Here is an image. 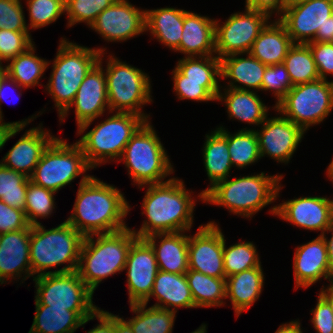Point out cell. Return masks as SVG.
Instances as JSON below:
<instances>
[{
  "label": "cell",
  "instance_id": "74e56055",
  "mask_svg": "<svg viewBox=\"0 0 333 333\" xmlns=\"http://www.w3.org/2000/svg\"><path fill=\"white\" fill-rule=\"evenodd\" d=\"M283 64L293 86L320 79L313 54L307 44H294L289 49Z\"/></svg>",
  "mask_w": 333,
  "mask_h": 333
},
{
  "label": "cell",
  "instance_id": "003e7915",
  "mask_svg": "<svg viewBox=\"0 0 333 333\" xmlns=\"http://www.w3.org/2000/svg\"><path fill=\"white\" fill-rule=\"evenodd\" d=\"M286 3H287V6L288 5H292V4H295V3H298V2H301V1H304V0H285Z\"/></svg>",
  "mask_w": 333,
  "mask_h": 333
},
{
  "label": "cell",
  "instance_id": "bcb514c9",
  "mask_svg": "<svg viewBox=\"0 0 333 333\" xmlns=\"http://www.w3.org/2000/svg\"><path fill=\"white\" fill-rule=\"evenodd\" d=\"M293 87L289 73L283 63L267 66L262 77L261 91H270L276 97L275 106Z\"/></svg>",
  "mask_w": 333,
  "mask_h": 333
},
{
  "label": "cell",
  "instance_id": "f5cc1de1",
  "mask_svg": "<svg viewBox=\"0 0 333 333\" xmlns=\"http://www.w3.org/2000/svg\"><path fill=\"white\" fill-rule=\"evenodd\" d=\"M43 111V112H42ZM39 111L28 119H23L22 121L4 122L0 121V150L2 151L5 143L9 141L10 138L17 135L20 131L24 130L34 119L44 113L45 110Z\"/></svg>",
  "mask_w": 333,
  "mask_h": 333
},
{
  "label": "cell",
  "instance_id": "8992f818",
  "mask_svg": "<svg viewBox=\"0 0 333 333\" xmlns=\"http://www.w3.org/2000/svg\"><path fill=\"white\" fill-rule=\"evenodd\" d=\"M137 238L130 227L85 236L77 272L93 292L103 280L124 271L128 251Z\"/></svg>",
  "mask_w": 333,
  "mask_h": 333
},
{
  "label": "cell",
  "instance_id": "60d3db41",
  "mask_svg": "<svg viewBox=\"0 0 333 333\" xmlns=\"http://www.w3.org/2000/svg\"><path fill=\"white\" fill-rule=\"evenodd\" d=\"M30 178L0 162V200L12 208L24 210Z\"/></svg>",
  "mask_w": 333,
  "mask_h": 333
},
{
  "label": "cell",
  "instance_id": "ffe728a7",
  "mask_svg": "<svg viewBox=\"0 0 333 333\" xmlns=\"http://www.w3.org/2000/svg\"><path fill=\"white\" fill-rule=\"evenodd\" d=\"M124 270L129 305L143 303L150 296L159 271L154 250L145 239L137 238L131 244Z\"/></svg>",
  "mask_w": 333,
  "mask_h": 333
},
{
  "label": "cell",
  "instance_id": "cb8c5ba5",
  "mask_svg": "<svg viewBox=\"0 0 333 333\" xmlns=\"http://www.w3.org/2000/svg\"><path fill=\"white\" fill-rule=\"evenodd\" d=\"M215 18L185 11L178 53L183 57L215 56Z\"/></svg>",
  "mask_w": 333,
  "mask_h": 333
},
{
  "label": "cell",
  "instance_id": "681fc988",
  "mask_svg": "<svg viewBox=\"0 0 333 333\" xmlns=\"http://www.w3.org/2000/svg\"><path fill=\"white\" fill-rule=\"evenodd\" d=\"M320 79L333 76V42H309Z\"/></svg>",
  "mask_w": 333,
  "mask_h": 333
},
{
  "label": "cell",
  "instance_id": "1f68e13d",
  "mask_svg": "<svg viewBox=\"0 0 333 333\" xmlns=\"http://www.w3.org/2000/svg\"><path fill=\"white\" fill-rule=\"evenodd\" d=\"M262 268H250L226 277V299L229 298L237 318L259 300L265 284Z\"/></svg>",
  "mask_w": 333,
  "mask_h": 333
},
{
  "label": "cell",
  "instance_id": "6125c7cd",
  "mask_svg": "<svg viewBox=\"0 0 333 333\" xmlns=\"http://www.w3.org/2000/svg\"><path fill=\"white\" fill-rule=\"evenodd\" d=\"M319 294L329 303L333 311V282L329 283L326 287L322 285Z\"/></svg>",
  "mask_w": 333,
  "mask_h": 333
},
{
  "label": "cell",
  "instance_id": "3957f363",
  "mask_svg": "<svg viewBox=\"0 0 333 333\" xmlns=\"http://www.w3.org/2000/svg\"><path fill=\"white\" fill-rule=\"evenodd\" d=\"M283 174H259L227 178L217 182L204 194V203L226 208L238 217L251 219L259 211L276 202L283 188Z\"/></svg>",
  "mask_w": 333,
  "mask_h": 333
},
{
  "label": "cell",
  "instance_id": "8d00e7d4",
  "mask_svg": "<svg viewBox=\"0 0 333 333\" xmlns=\"http://www.w3.org/2000/svg\"><path fill=\"white\" fill-rule=\"evenodd\" d=\"M228 152L236 169H246L261 159L258 137L255 128H242L234 134L228 131Z\"/></svg>",
  "mask_w": 333,
  "mask_h": 333
},
{
  "label": "cell",
  "instance_id": "836d02e7",
  "mask_svg": "<svg viewBox=\"0 0 333 333\" xmlns=\"http://www.w3.org/2000/svg\"><path fill=\"white\" fill-rule=\"evenodd\" d=\"M35 48L34 43L24 53L10 59L5 65V73L26 89L37 85L45 86L41 84L40 80L51 64V60L48 61L35 55Z\"/></svg>",
  "mask_w": 333,
  "mask_h": 333
},
{
  "label": "cell",
  "instance_id": "7402d4cb",
  "mask_svg": "<svg viewBox=\"0 0 333 333\" xmlns=\"http://www.w3.org/2000/svg\"><path fill=\"white\" fill-rule=\"evenodd\" d=\"M292 267L295 290L310 288L323 278L330 282L328 251L322 235L296 247Z\"/></svg>",
  "mask_w": 333,
  "mask_h": 333
},
{
  "label": "cell",
  "instance_id": "d4e9b609",
  "mask_svg": "<svg viewBox=\"0 0 333 333\" xmlns=\"http://www.w3.org/2000/svg\"><path fill=\"white\" fill-rule=\"evenodd\" d=\"M202 147L203 164L208 176L209 187L198 193L197 197L204 202V194L217 182L229 177L232 166L228 152V129L217 126L210 133L205 134Z\"/></svg>",
  "mask_w": 333,
  "mask_h": 333
},
{
  "label": "cell",
  "instance_id": "be15d7a7",
  "mask_svg": "<svg viewBox=\"0 0 333 333\" xmlns=\"http://www.w3.org/2000/svg\"><path fill=\"white\" fill-rule=\"evenodd\" d=\"M326 173H327L326 175H327L328 180L333 183V158L327 167Z\"/></svg>",
  "mask_w": 333,
  "mask_h": 333
},
{
  "label": "cell",
  "instance_id": "4fadbf2b",
  "mask_svg": "<svg viewBox=\"0 0 333 333\" xmlns=\"http://www.w3.org/2000/svg\"><path fill=\"white\" fill-rule=\"evenodd\" d=\"M270 20L268 13L248 7L244 12H234L225 22L215 19L216 56L221 59L232 54L249 53L253 42Z\"/></svg>",
  "mask_w": 333,
  "mask_h": 333
},
{
  "label": "cell",
  "instance_id": "f6af8a7d",
  "mask_svg": "<svg viewBox=\"0 0 333 333\" xmlns=\"http://www.w3.org/2000/svg\"><path fill=\"white\" fill-rule=\"evenodd\" d=\"M29 31L46 27L65 14V0H26Z\"/></svg>",
  "mask_w": 333,
  "mask_h": 333
},
{
  "label": "cell",
  "instance_id": "277c9868",
  "mask_svg": "<svg viewBox=\"0 0 333 333\" xmlns=\"http://www.w3.org/2000/svg\"><path fill=\"white\" fill-rule=\"evenodd\" d=\"M84 238L66 221L51 229H45L42 223L31 225L29 253L32 278L47 273L77 271ZM63 264L65 266L58 270L47 271Z\"/></svg>",
  "mask_w": 333,
  "mask_h": 333
},
{
  "label": "cell",
  "instance_id": "e575fe53",
  "mask_svg": "<svg viewBox=\"0 0 333 333\" xmlns=\"http://www.w3.org/2000/svg\"><path fill=\"white\" fill-rule=\"evenodd\" d=\"M185 275L196 308L226 305V278L210 277L192 269H188Z\"/></svg>",
  "mask_w": 333,
  "mask_h": 333
},
{
  "label": "cell",
  "instance_id": "6f0895ef",
  "mask_svg": "<svg viewBox=\"0 0 333 333\" xmlns=\"http://www.w3.org/2000/svg\"><path fill=\"white\" fill-rule=\"evenodd\" d=\"M312 42H333V14L327 22L319 28Z\"/></svg>",
  "mask_w": 333,
  "mask_h": 333
},
{
  "label": "cell",
  "instance_id": "11a10c76",
  "mask_svg": "<svg viewBox=\"0 0 333 333\" xmlns=\"http://www.w3.org/2000/svg\"><path fill=\"white\" fill-rule=\"evenodd\" d=\"M96 319L99 324L87 331L86 333H114V314L98 309L96 312Z\"/></svg>",
  "mask_w": 333,
  "mask_h": 333
},
{
  "label": "cell",
  "instance_id": "7a4b0ae2",
  "mask_svg": "<svg viewBox=\"0 0 333 333\" xmlns=\"http://www.w3.org/2000/svg\"><path fill=\"white\" fill-rule=\"evenodd\" d=\"M147 187L142 201L141 214L146 216L139 230L131 228L138 238L157 233L190 232L194 222L197 199L186 189L184 181L174 177L164 183L139 186Z\"/></svg>",
  "mask_w": 333,
  "mask_h": 333
},
{
  "label": "cell",
  "instance_id": "4316f807",
  "mask_svg": "<svg viewBox=\"0 0 333 333\" xmlns=\"http://www.w3.org/2000/svg\"><path fill=\"white\" fill-rule=\"evenodd\" d=\"M222 90L216 101L224 103L229 119L259 127L270 115V107L263 103L257 92L233 89L226 85Z\"/></svg>",
  "mask_w": 333,
  "mask_h": 333
},
{
  "label": "cell",
  "instance_id": "7bdbcfd3",
  "mask_svg": "<svg viewBox=\"0 0 333 333\" xmlns=\"http://www.w3.org/2000/svg\"><path fill=\"white\" fill-rule=\"evenodd\" d=\"M171 73L173 91L179 100H193L200 103L216 101L222 88L220 82L183 81V74L176 67Z\"/></svg>",
  "mask_w": 333,
  "mask_h": 333
},
{
  "label": "cell",
  "instance_id": "2e32d148",
  "mask_svg": "<svg viewBox=\"0 0 333 333\" xmlns=\"http://www.w3.org/2000/svg\"><path fill=\"white\" fill-rule=\"evenodd\" d=\"M129 0H116L89 28L108 42H124L145 33V10Z\"/></svg>",
  "mask_w": 333,
  "mask_h": 333
},
{
  "label": "cell",
  "instance_id": "91938a15",
  "mask_svg": "<svg viewBox=\"0 0 333 333\" xmlns=\"http://www.w3.org/2000/svg\"><path fill=\"white\" fill-rule=\"evenodd\" d=\"M274 333H303L299 319L283 323Z\"/></svg>",
  "mask_w": 333,
  "mask_h": 333
},
{
  "label": "cell",
  "instance_id": "7c38bea8",
  "mask_svg": "<svg viewBox=\"0 0 333 333\" xmlns=\"http://www.w3.org/2000/svg\"><path fill=\"white\" fill-rule=\"evenodd\" d=\"M35 305L66 308L69 311H98L93 304L94 292L80 278L77 271L47 273L33 278Z\"/></svg>",
  "mask_w": 333,
  "mask_h": 333
},
{
  "label": "cell",
  "instance_id": "f35d334b",
  "mask_svg": "<svg viewBox=\"0 0 333 333\" xmlns=\"http://www.w3.org/2000/svg\"><path fill=\"white\" fill-rule=\"evenodd\" d=\"M255 245L253 241H240L227 247L223 234V265L226 277L262 266Z\"/></svg>",
  "mask_w": 333,
  "mask_h": 333
},
{
  "label": "cell",
  "instance_id": "ba28073f",
  "mask_svg": "<svg viewBox=\"0 0 333 333\" xmlns=\"http://www.w3.org/2000/svg\"><path fill=\"white\" fill-rule=\"evenodd\" d=\"M111 113L113 115L97 123L91 130H77L76 135H83L76 142L81 146L87 163L93 169L105 163L118 161L131 137L146 122L143 117L135 114Z\"/></svg>",
  "mask_w": 333,
  "mask_h": 333
},
{
  "label": "cell",
  "instance_id": "f546056e",
  "mask_svg": "<svg viewBox=\"0 0 333 333\" xmlns=\"http://www.w3.org/2000/svg\"><path fill=\"white\" fill-rule=\"evenodd\" d=\"M151 297L156 299L152 306L172 310L196 308L185 274H174L159 270L150 296L143 302L148 304ZM172 309H171V308Z\"/></svg>",
  "mask_w": 333,
  "mask_h": 333
},
{
  "label": "cell",
  "instance_id": "484cf974",
  "mask_svg": "<svg viewBox=\"0 0 333 333\" xmlns=\"http://www.w3.org/2000/svg\"><path fill=\"white\" fill-rule=\"evenodd\" d=\"M186 232L157 233L144 238L154 250L159 270L174 274L188 271Z\"/></svg>",
  "mask_w": 333,
  "mask_h": 333
},
{
  "label": "cell",
  "instance_id": "44dd1931",
  "mask_svg": "<svg viewBox=\"0 0 333 333\" xmlns=\"http://www.w3.org/2000/svg\"><path fill=\"white\" fill-rule=\"evenodd\" d=\"M30 232L31 225L25 229L0 234V285L15 279L19 282L21 278L22 284L32 277Z\"/></svg>",
  "mask_w": 333,
  "mask_h": 333
},
{
  "label": "cell",
  "instance_id": "e0dca14e",
  "mask_svg": "<svg viewBox=\"0 0 333 333\" xmlns=\"http://www.w3.org/2000/svg\"><path fill=\"white\" fill-rule=\"evenodd\" d=\"M188 269L214 278H226L223 265V232L215 221L199 225L188 235Z\"/></svg>",
  "mask_w": 333,
  "mask_h": 333
},
{
  "label": "cell",
  "instance_id": "b9f144b4",
  "mask_svg": "<svg viewBox=\"0 0 333 333\" xmlns=\"http://www.w3.org/2000/svg\"><path fill=\"white\" fill-rule=\"evenodd\" d=\"M55 194L56 192L29 181L24 212L30 225H39L38 218H50L52 213H55Z\"/></svg>",
  "mask_w": 333,
  "mask_h": 333
},
{
  "label": "cell",
  "instance_id": "db71d44e",
  "mask_svg": "<svg viewBox=\"0 0 333 333\" xmlns=\"http://www.w3.org/2000/svg\"><path fill=\"white\" fill-rule=\"evenodd\" d=\"M286 6L285 0H245V7L266 12L271 17L275 15L277 18L284 12Z\"/></svg>",
  "mask_w": 333,
  "mask_h": 333
},
{
  "label": "cell",
  "instance_id": "ac0fdd59",
  "mask_svg": "<svg viewBox=\"0 0 333 333\" xmlns=\"http://www.w3.org/2000/svg\"><path fill=\"white\" fill-rule=\"evenodd\" d=\"M279 115V116H278ZM255 132L258 137L261 159L269 157L277 163H290L302 142L305 132L280 113L267 117Z\"/></svg>",
  "mask_w": 333,
  "mask_h": 333
},
{
  "label": "cell",
  "instance_id": "680465c9",
  "mask_svg": "<svg viewBox=\"0 0 333 333\" xmlns=\"http://www.w3.org/2000/svg\"><path fill=\"white\" fill-rule=\"evenodd\" d=\"M327 233H332L330 238L327 237ZM326 242L329 260V270H330V283L333 282V226H331L323 235Z\"/></svg>",
  "mask_w": 333,
  "mask_h": 333
},
{
  "label": "cell",
  "instance_id": "03108f58",
  "mask_svg": "<svg viewBox=\"0 0 333 333\" xmlns=\"http://www.w3.org/2000/svg\"><path fill=\"white\" fill-rule=\"evenodd\" d=\"M4 74H5V66L2 63H0V79Z\"/></svg>",
  "mask_w": 333,
  "mask_h": 333
},
{
  "label": "cell",
  "instance_id": "ab89813d",
  "mask_svg": "<svg viewBox=\"0 0 333 333\" xmlns=\"http://www.w3.org/2000/svg\"><path fill=\"white\" fill-rule=\"evenodd\" d=\"M175 67L183 74V81L219 82L221 60L215 56L183 57Z\"/></svg>",
  "mask_w": 333,
  "mask_h": 333
},
{
  "label": "cell",
  "instance_id": "83f0119b",
  "mask_svg": "<svg viewBox=\"0 0 333 333\" xmlns=\"http://www.w3.org/2000/svg\"><path fill=\"white\" fill-rule=\"evenodd\" d=\"M245 55L246 57H243ZM220 60L221 80H229V82L227 81V87L238 90L261 91L262 77L266 65L250 53L232 54Z\"/></svg>",
  "mask_w": 333,
  "mask_h": 333
},
{
  "label": "cell",
  "instance_id": "603a6c76",
  "mask_svg": "<svg viewBox=\"0 0 333 333\" xmlns=\"http://www.w3.org/2000/svg\"><path fill=\"white\" fill-rule=\"evenodd\" d=\"M56 137L50 133V130L44 129L41 122L37 127L26 129L0 162L5 167L30 177L43 151Z\"/></svg>",
  "mask_w": 333,
  "mask_h": 333
},
{
  "label": "cell",
  "instance_id": "94428289",
  "mask_svg": "<svg viewBox=\"0 0 333 333\" xmlns=\"http://www.w3.org/2000/svg\"><path fill=\"white\" fill-rule=\"evenodd\" d=\"M114 329V333H134L131 326L119 314L114 315Z\"/></svg>",
  "mask_w": 333,
  "mask_h": 333
},
{
  "label": "cell",
  "instance_id": "9a60e30c",
  "mask_svg": "<svg viewBox=\"0 0 333 333\" xmlns=\"http://www.w3.org/2000/svg\"><path fill=\"white\" fill-rule=\"evenodd\" d=\"M303 230L320 231L323 235L333 226V199L328 196H300L273 205L268 211Z\"/></svg>",
  "mask_w": 333,
  "mask_h": 333
},
{
  "label": "cell",
  "instance_id": "816d5d0a",
  "mask_svg": "<svg viewBox=\"0 0 333 333\" xmlns=\"http://www.w3.org/2000/svg\"><path fill=\"white\" fill-rule=\"evenodd\" d=\"M312 325L317 333H333V311L329 303L318 293L317 303L310 311Z\"/></svg>",
  "mask_w": 333,
  "mask_h": 333
},
{
  "label": "cell",
  "instance_id": "d6a6232c",
  "mask_svg": "<svg viewBox=\"0 0 333 333\" xmlns=\"http://www.w3.org/2000/svg\"><path fill=\"white\" fill-rule=\"evenodd\" d=\"M186 10L165 7L145 10V32L171 51L179 49Z\"/></svg>",
  "mask_w": 333,
  "mask_h": 333
},
{
  "label": "cell",
  "instance_id": "d6986e66",
  "mask_svg": "<svg viewBox=\"0 0 333 333\" xmlns=\"http://www.w3.org/2000/svg\"><path fill=\"white\" fill-rule=\"evenodd\" d=\"M333 14V0H304L286 6L278 19L284 24L294 44L314 40L319 28Z\"/></svg>",
  "mask_w": 333,
  "mask_h": 333
},
{
  "label": "cell",
  "instance_id": "5b68a950",
  "mask_svg": "<svg viewBox=\"0 0 333 333\" xmlns=\"http://www.w3.org/2000/svg\"><path fill=\"white\" fill-rule=\"evenodd\" d=\"M107 47L89 48L61 38L44 91L51 95L60 117L72 104L79 86Z\"/></svg>",
  "mask_w": 333,
  "mask_h": 333
},
{
  "label": "cell",
  "instance_id": "5bb4252c",
  "mask_svg": "<svg viewBox=\"0 0 333 333\" xmlns=\"http://www.w3.org/2000/svg\"><path fill=\"white\" fill-rule=\"evenodd\" d=\"M107 53H101L99 61L85 76L79 86L75 98L69 108L59 117L60 123L68 117L69 110L73 107L78 130H87L92 122L108 111V94L106 85V75L102 62Z\"/></svg>",
  "mask_w": 333,
  "mask_h": 333
},
{
  "label": "cell",
  "instance_id": "4dcf8cb0",
  "mask_svg": "<svg viewBox=\"0 0 333 333\" xmlns=\"http://www.w3.org/2000/svg\"><path fill=\"white\" fill-rule=\"evenodd\" d=\"M293 45L286 27L276 18L261 30L249 53L264 65L271 66L283 63Z\"/></svg>",
  "mask_w": 333,
  "mask_h": 333
},
{
  "label": "cell",
  "instance_id": "d590c367",
  "mask_svg": "<svg viewBox=\"0 0 333 333\" xmlns=\"http://www.w3.org/2000/svg\"><path fill=\"white\" fill-rule=\"evenodd\" d=\"M144 303L130 304L135 316L124 319L134 333H172L176 312L168 309L147 307Z\"/></svg>",
  "mask_w": 333,
  "mask_h": 333
},
{
  "label": "cell",
  "instance_id": "9f6ffc18",
  "mask_svg": "<svg viewBox=\"0 0 333 333\" xmlns=\"http://www.w3.org/2000/svg\"><path fill=\"white\" fill-rule=\"evenodd\" d=\"M6 89H8V90H6ZM22 89L24 90L23 87H21L16 81H14L12 78H10L6 73L2 76V78L0 79V121H4V119H3L4 116H3V113H2V109H1V105H2L1 103L3 101L9 102L8 100L10 98L8 97L9 96L8 93L9 92H14L13 90H15V91L19 90L20 91L19 94L17 95V97L16 98L14 97L15 99H18L19 97H21L22 96V93H21Z\"/></svg>",
  "mask_w": 333,
  "mask_h": 333
},
{
  "label": "cell",
  "instance_id": "30bf717a",
  "mask_svg": "<svg viewBox=\"0 0 333 333\" xmlns=\"http://www.w3.org/2000/svg\"><path fill=\"white\" fill-rule=\"evenodd\" d=\"M93 169L86 161L81 146L56 137L43 151L30 181L58 193L80 176V183L86 182L92 175L87 171ZM87 175H86V174Z\"/></svg>",
  "mask_w": 333,
  "mask_h": 333
},
{
  "label": "cell",
  "instance_id": "52a82bcc",
  "mask_svg": "<svg viewBox=\"0 0 333 333\" xmlns=\"http://www.w3.org/2000/svg\"><path fill=\"white\" fill-rule=\"evenodd\" d=\"M151 121H146L126 144L121 158L133 185L160 184L171 180L174 167ZM166 179V180H164Z\"/></svg>",
  "mask_w": 333,
  "mask_h": 333
},
{
  "label": "cell",
  "instance_id": "c3c4849f",
  "mask_svg": "<svg viewBox=\"0 0 333 333\" xmlns=\"http://www.w3.org/2000/svg\"><path fill=\"white\" fill-rule=\"evenodd\" d=\"M21 0H0V30L29 31Z\"/></svg>",
  "mask_w": 333,
  "mask_h": 333
},
{
  "label": "cell",
  "instance_id": "f907efd6",
  "mask_svg": "<svg viewBox=\"0 0 333 333\" xmlns=\"http://www.w3.org/2000/svg\"><path fill=\"white\" fill-rule=\"evenodd\" d=\"M25 212L0 200V234L18 231L29 226Z\"/></svg>",
  "mask_w": 333,
  "mask_h": 333
},
{
  "label": "cell",
  "instance_id": "6da1fadb",
  "mask_svg": "<svg viewBox=\"0 0 333 333\" xmlns=\"http://www.w3.org/2000/svg\"><path fill=\"white\" fill-rule=\"evenodd\" d=\"M72 213L65 220L84 236L112 233L129 227L126 217L132 206L116 186L93 175L78 184Z\"/></svg>",
  "mask_w": 333,
  "mask_h": 333
},
{
  "label": "cell",
  "instance_id": "f1b7e54d",
  "mask_svg": "<svg viewBox=\"0 0 333 333\" xmlns=\"http://www.w3.org/2000/svg\"><path fill=\"white\" fill-rule=\"evenodd\" d=\"M97 311H69L35 305V315L28 333H74L90 320H96Z\"/></svg>",
  "mask_w": 333,
  "mask_h": 333
},
{
  "label": "cell",
  "instance_id": "ee69618b",
  "mask_svg": "<svg viewBox=\"0 0 333 333\" xmlns=\"http://www.w3.org/2000/svg\"><path fill=\"white\" fill-rule=\"evenodd\" d=\"M116 0H65L67 28L85 23L88 27L97 16L112 5Z\"/></svg>",
  "mask_w": 333,
  "mask_h": 333
},
{
  "label": "cell",
  "instance_id": "8fae6325",
  "mask_svg": "<svg viewBox=\"0 0 333 333\" xmlns=\"http://www.w3.org/2000/svg\"><path fill=\"white\" fill-rule=\"evenodd\" d=\"M271 108L307 133L312 126L323 123L333 111V80L318 79L294 85Z\"/></svg>",
  "mask_w": 333,
  "mask_h": 333
},
{
  "label": "cell",
  "instance_id": "9c48e42d",
  "mask_svg": "<svg viewBox=\"0 0 333 333\" xmlns=\"http://www.w3.org/2000/svg\"><path fill=\"white\" fill-rule=\"evenodd\" d=\"M107 57L104 72L110 113H131L150 121V114L142 109L154 101L148 73L121 61L113 54Z\"/></svg>",
  "mask_w": 333,
  "mask_h": 333
},
{
  "label": "cell",
  "instance_id": "e7e4bbea",
  "mask_svg": "<svg viewBox=\"0 0 333 333\" xmlns=\"http://www.w3.org/2000/svg\"><path fill=\"white\" fill-rule=\"evenodd\" d=\"M207 324L202 323L201 326H199L195 331L191 333H207Z\"/></svg>",
  "mask_w": 333,
  "mask_h": 333
},
{
  "label": "cell",
  "instance_id": "7dc6e473",
  "mask_svg": "<svg viewBox=\"0 0 333 333\" xmlns=\"http://www.w3.org/2000/svg\"><path fill=\"white\" fill-rule=\"evenodd\" d=\"M29 31L0 30V63L24 53L35 42Z\"/></svg>",
  "mask_w": 333,
  "mask_h": 333
}]
</instances>
